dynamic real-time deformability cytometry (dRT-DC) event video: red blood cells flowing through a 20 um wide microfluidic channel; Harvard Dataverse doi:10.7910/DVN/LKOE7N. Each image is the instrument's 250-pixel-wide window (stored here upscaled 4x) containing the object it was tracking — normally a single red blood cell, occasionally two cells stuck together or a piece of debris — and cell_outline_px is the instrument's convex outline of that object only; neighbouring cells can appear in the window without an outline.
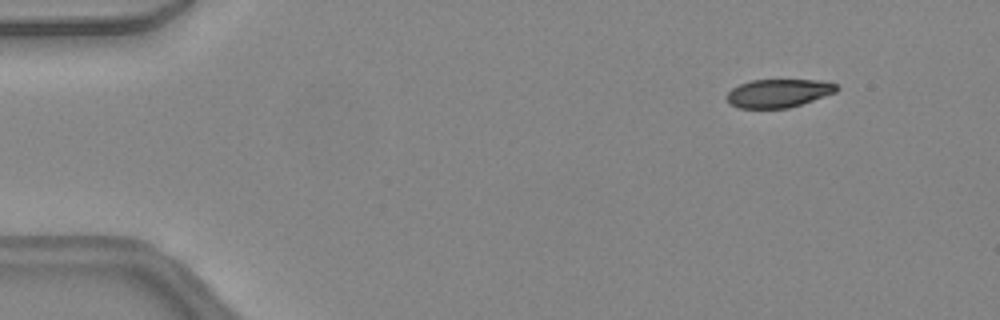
{"species": "common noctule bat (a hibernating species)", "species_latin": "Nyctalus noctula", "temperature_condition": "warm", "stored_images_in_passage": 46, "camera_frame_rate_fps": 3000, "um_per_image_px": 0.085, "animal": {"sex": "female", "body_mass_g": 24.6, "forearm_length_mm": 56.2}, "frame": {"image": 1, "passage_image": 5, "time_ms": 1.333, "image_size_px": [1000, 320], "cell_outline_px": [[840, 88], [836, 92], [788, 108], [740, 108], [728, 104], [724, 96], [732, 88], [740, 84], [752, 80], [820, 80], [836, 84]], "centroid_in_image_um": [66.13, 7.92], "position_along_channel_um": 18.9, "area_um2": 18.15}}
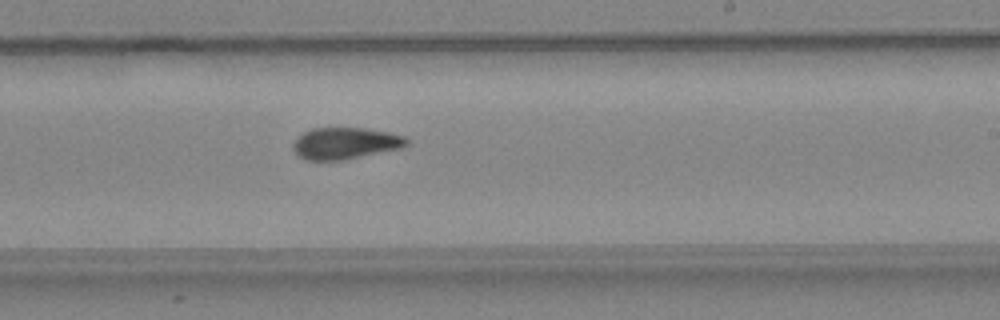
{"frame": {"image": 2, "passage_image": 28, "time_ms": 9.0, "image_size_px": [1000, 320], "cell_outline_px": [[408, 144], [400, 148], [340, 160], [304, 160], [296, 156], [292, 148], [292, 144], [296, 136], [312, 128], [364, 128], [388, 132], [404, 136], [408, 140]], "centroid_in_image_um": [29.26, 12.17], "position_along_channel_um": 259.7, "area_um2": 20.92}}
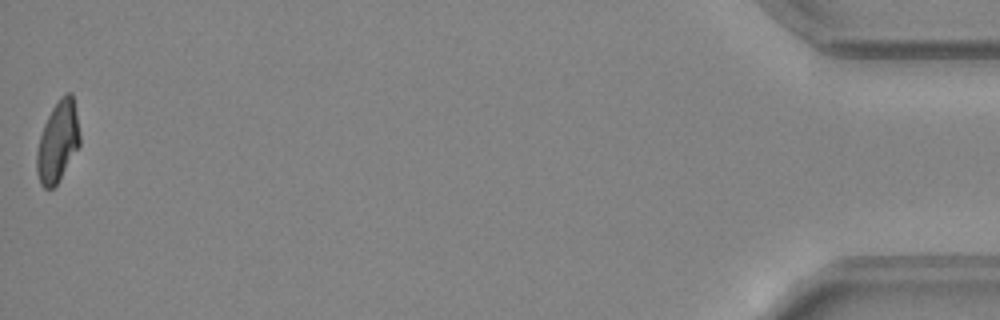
{"frame": {"image": 3, "passage_image": 46, "time_ms": 15.0, "image_size_px": [1000, 320], "cell_outline_px": [[80, 144], [56, 184], [52, 188], [44, 188], [40, 184], [36, 172], [36, 152], [40, 136], [44, 124], [52, 108], [60, 96], [64, 92], [72, 92], [76, 112], [80, 136]], "centroid_in_image_um": [4.9, 12.01], "position_along_channel_um": 430.3, "area_um2": 20.11}, "authors_computed_cell_mechanics": {"area_um2": 20.9236, "velocity_mm_per_s": 4.4658, "shape_relaxation_time_tau1_ms": 5.8919, "shape_relaxation_time_tau2_ms": 2.1359, "deformation_change_tau1": 0.1788, "deformation_change_tau2": 0.077}}